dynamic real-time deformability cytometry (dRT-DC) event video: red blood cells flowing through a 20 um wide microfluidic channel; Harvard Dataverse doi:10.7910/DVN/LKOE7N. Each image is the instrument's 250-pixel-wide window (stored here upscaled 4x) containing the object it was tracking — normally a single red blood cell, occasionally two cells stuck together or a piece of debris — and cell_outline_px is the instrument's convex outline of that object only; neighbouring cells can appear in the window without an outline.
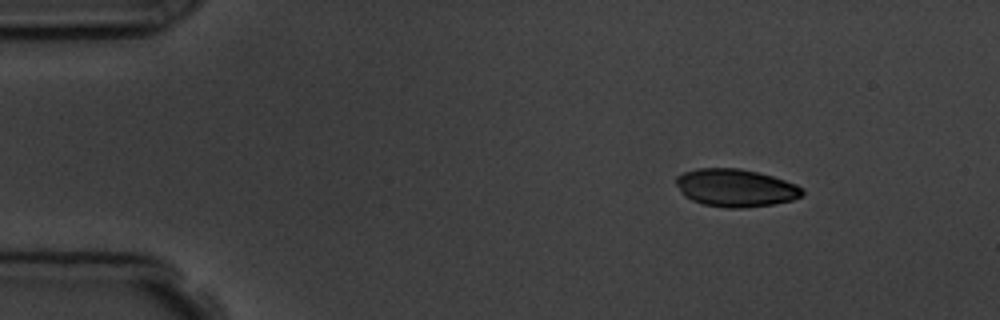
{"species": "common noctule bat (a hibernating species)", "species_latin": "Nyctalus noctula", "temperature_condition": "room temperature", "stored_images_in_passage": 7, "camera_frame_rate_fps": 3000, "um_per_image_px": 0.085, "animal": {"sex": "male", "body_mass_g": 19.5, "forearm_length_mm": 54.6}, "frame": {"image": 1, "passage_image": 3, "time_ms": 2.333, "image_size_px": [1000, 320], "cell_outline_px": [[804, 192], [800, 196], [792, 200], [772, 204], [744, 208], [724, 208], [704, 204], [692, 200], [684, 196], [676, 184], [676, 176], [684, 172], [700, 168], [740, 168], [772, 176], [796, 184], [804, 188]], "centroid_in_image_um": [62.52, 15.97], "position_along_channel_um": 22.5, "area_um2": 27.69}}
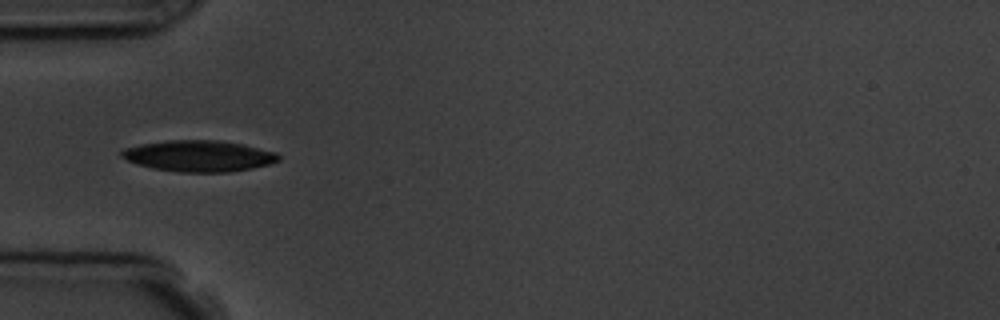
{"frame": {"image": 2, "passage_image": 6, "time_ms": 5.667, "image_size_px": [1000, 320], "cell_outline_px": [[280, 160], [268, 164], [252, 168], [228, 172], [180, 172], [152, 168], [136, 164], [120, 156], [120, 152], [124, 148], [140, 144], [168, 140], [220, 140], [244, 144], [276, 152], [280, 156]], "centroid_in_image_um": [16.9, 13.25], "position_along_channel_um": 68.1, "area_um2": 28.61}}